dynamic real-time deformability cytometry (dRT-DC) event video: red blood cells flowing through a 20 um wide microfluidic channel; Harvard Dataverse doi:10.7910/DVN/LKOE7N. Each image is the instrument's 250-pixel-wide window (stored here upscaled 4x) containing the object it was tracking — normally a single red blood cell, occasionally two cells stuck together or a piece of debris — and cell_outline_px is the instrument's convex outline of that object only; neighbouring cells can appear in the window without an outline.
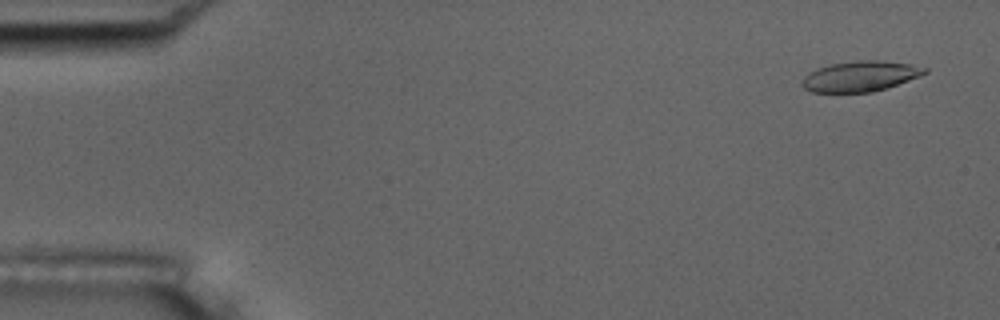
{"species": "common noctule bat (a hibernating species)", "species_latin": "Nyctalus noctula", "temperature_condition": "room temperature", "stored_images_in_passage": 54, "camera_frame_rate_fps": 3000, "um_per_image_px": 0.085, "animal": {"sex": "male", "body_mass_g": 17.5, "forearm_length_mm": 52.3}, "frame": {"image": 1, "passage_image": 3, "time_ms": 0.667, "image_size_px": [1000, 320], "cell_outline_px": [[928, 72], [908, 80], [872, 92], [812, 92], [804, 88], [800, 84], [800, 80], [808, 72], [816, 68], [828, 64], [856, 60], [880, 60], [912, 64], [928, 68]], "centroid_in_image_um": [73.06, 6.46], "position_along_channel_um": 11.9, "area_um2": 21.85}}
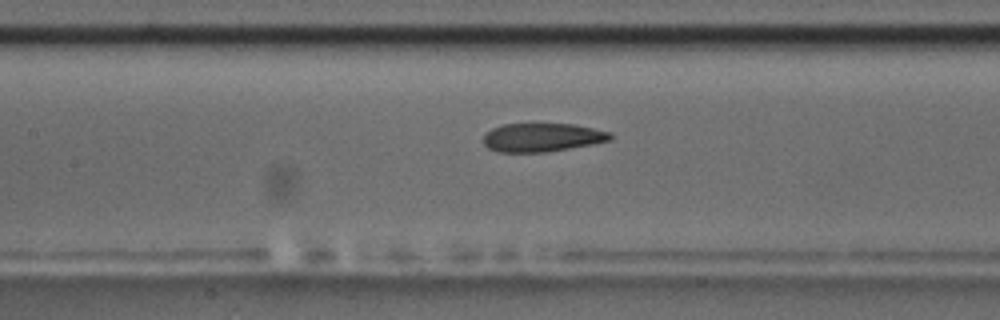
{"frame": {"image": 2, "passage_image": 25, "time_ms": 8.0, "image_size_px": [1000, 320], "cell_outline_px": [[612, 140], [592, 144], [548, 152], [500, 152], [488, 148], [484, 144], [484, 132], [492, 128], [504, 124], [572, 124], [612, 132]], "centroid_in_image_um": [46.08, 11.68], "position_along_channel_um": 161.3, "area_um2": 21.15}}
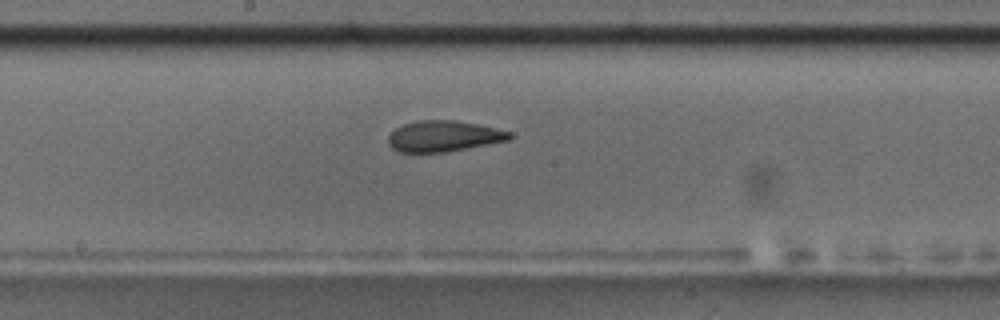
{"frame": {"image": 3, "passage_image": 29, "time_ms": 9.333, "image_size_px": [1000, 320], "cell_outline_px": [[512, 136], [508, 140], [444, 152], [400, 152], [392, 148], [388, 144], [388, 136], [396, 128], [404, 124], [416, 120], [456, 120], [476, 124], [512, 132]], "centroid_in_image_um": [37.67, 11.57], "position_along_channel_um": 210.5, "area_um2": 21.62}, "authors_computed_cell_mechanics": {"area_um2": 22.2241, "velocity_mm_per_s": 3.7149, "shape_relaxation_time_tau1_ms": 7.4237, "shape_relaxation_time_tau2_ms": 1.9261, "deformation_change_tau1": 0.2392, "deformation_change_tau2": 0.0984}}